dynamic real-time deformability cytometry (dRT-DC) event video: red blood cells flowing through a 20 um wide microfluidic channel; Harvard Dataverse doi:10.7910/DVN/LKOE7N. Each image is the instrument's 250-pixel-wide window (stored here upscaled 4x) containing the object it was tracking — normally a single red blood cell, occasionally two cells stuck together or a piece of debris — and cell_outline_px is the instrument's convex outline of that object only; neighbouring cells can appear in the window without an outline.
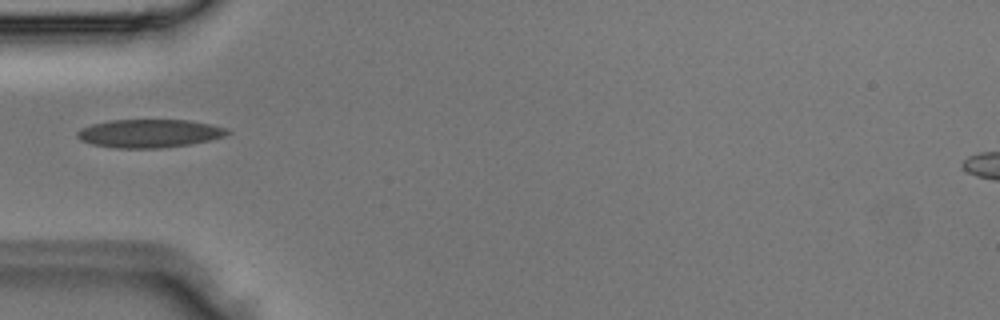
{"species": "Egyptian fruit bat (a non-hibernating species)", "species_latin": "Rousettus aegyptiacus", "temperature_condition": "room temperature", "stored_images_in_passage": 4, "camera_frame_rate_fps": 3000, "um_per_image_px": 0.085, "animal": {"sex": "male"}, "frame": {"image": 1, "passage_image": 4, "time_ms": 1.0, "image_size_px": [1000, 320], "cell_outline_px": [[232, 132], [224, 136], [192, 144], [160, 148], [116, 148], [92, 144], [80, 140], [76, 136], [76, 132], [80, 128], [92, 124], [108, 120], [188, 120], [212, 124], [228, 128]], "centroid_in_image_um": [12.69, 11.33], "position_along_channel_um": 72.3, "area_um2": 24.91}}